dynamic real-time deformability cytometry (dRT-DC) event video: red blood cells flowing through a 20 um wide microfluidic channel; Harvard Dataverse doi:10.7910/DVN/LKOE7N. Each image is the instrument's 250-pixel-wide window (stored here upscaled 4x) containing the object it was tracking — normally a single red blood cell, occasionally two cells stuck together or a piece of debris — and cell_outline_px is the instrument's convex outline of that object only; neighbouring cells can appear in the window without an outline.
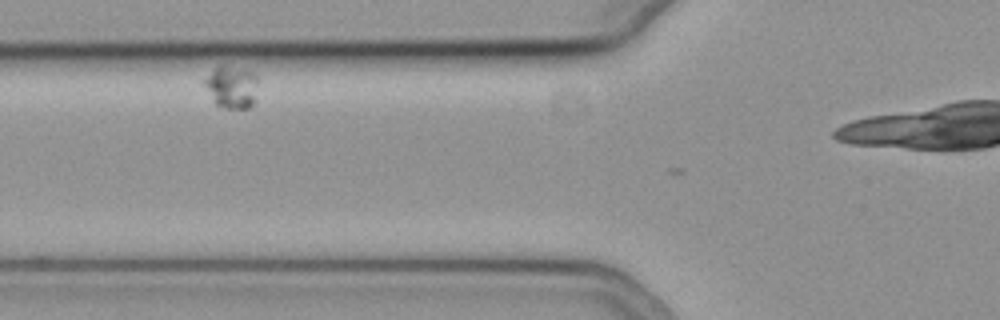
{"species": "common noctule bat (a hibernating species)", "species_latin": "Nyctalus noctula", "temperature_condition": "cold", "stored_images_in_passage": 9, "camera_frame_rate_fps": 3000, "um_per_image_px": 0.085, "animal": {"sex": "female", "body_mass_g": 19.3, "forearm_length_mm": 54.1}, "frame": {"image": 1, "passage_image": 7, "time_ms": 2.0, "image_size_px": [1000, 320], "cell_outline_px": [[256, 100], [248, 108], [224, 108], [216, 104], [204, 84], [204, 80], [216, 64], [224, 64], [252, 72], [256, 76]], "centroid_in_image_um": [19.68, 7.36], "position_along_channel_um": 106.1, "area_um2": 13.18}}